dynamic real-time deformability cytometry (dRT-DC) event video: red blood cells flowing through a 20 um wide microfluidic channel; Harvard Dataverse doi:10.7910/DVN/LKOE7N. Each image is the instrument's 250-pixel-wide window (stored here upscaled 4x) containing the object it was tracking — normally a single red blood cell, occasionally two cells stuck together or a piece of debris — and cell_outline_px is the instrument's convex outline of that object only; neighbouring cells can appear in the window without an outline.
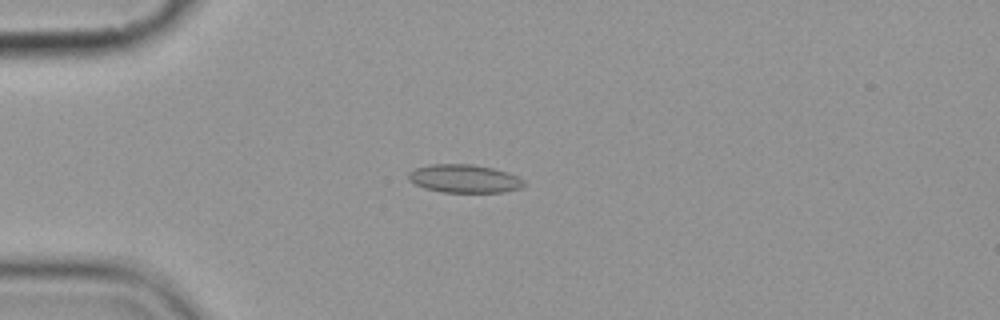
{"species": "common noctule bat (a hibernating species)", "species_latin": "Nyctalus noctula", "temperature_condition": "cold", "stored_images_in_passage": 7, "camera_frame_rate_fps": 3000, "um_per_image_px": 0.085, "animal": {"sex": "female", "body_mass_g": 19.9}, "frame": {"image": 1, "passage_image": 4, "time_ms": 3.333, "image_size_px": [1000, 320], "cell_outline_px": [[524, 184], [520, 188], [504, 192], [444, 192], [424, 188], [408, 180], [408, 172], [416, 168], [432, 164], [472, 164], [492, 168], [508, 172], [524, 180]], "centroid_in_image_um": [39.45, 15.18], "position_along_channel_um": 45.5, "area_um2": 18.9}}
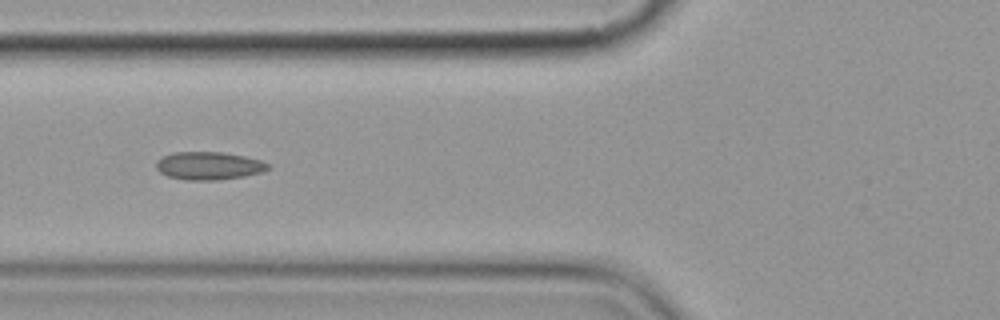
{"frame": {"image": 2, "passage_image": 6, "time_ms": 5.667, "image_size_px": [1000, 320], "cell_outline_px": [[272, 168], [260, 172], [244, 176], [216, 180], [184, 180], [168, 176], [160, 172], [156, 168], [156, 160], [172, 152], [220, 152], [244, 156], [260, 160], [272, 164]], "centroid_in_image_um": [17.76, 14.09], "position_along_channel_um": 108.0, "area_um2": 18.26}}
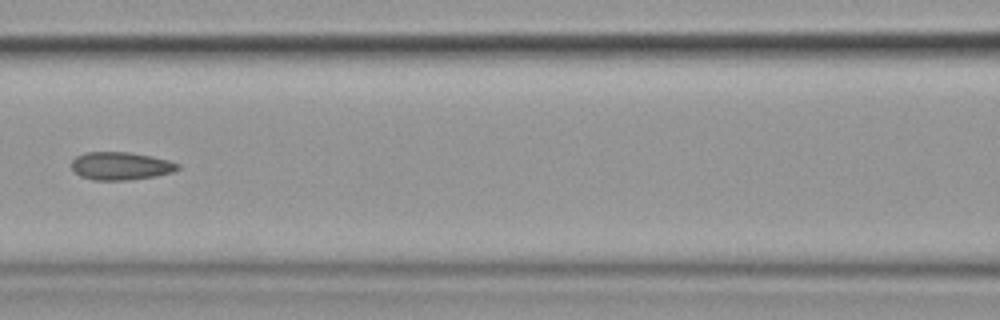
{"frame": {"image": 3, "passage_image": 7, "time_ms": 7.0, "image_size_px": [1000, 320], "cell_outline_px": [[180, 168], [172, 172], [156, 176], [128, 180], [92, 180], [80, 176], [72, 168], [72, 160], [76, 156], [84, 152], [128, 152], [152, 156], [168, 160], [180, 164]], "centroid_in_image_um": [10.26, 14.1], "position_along_channel_um": 156.3, "area_um2": 17.34}}